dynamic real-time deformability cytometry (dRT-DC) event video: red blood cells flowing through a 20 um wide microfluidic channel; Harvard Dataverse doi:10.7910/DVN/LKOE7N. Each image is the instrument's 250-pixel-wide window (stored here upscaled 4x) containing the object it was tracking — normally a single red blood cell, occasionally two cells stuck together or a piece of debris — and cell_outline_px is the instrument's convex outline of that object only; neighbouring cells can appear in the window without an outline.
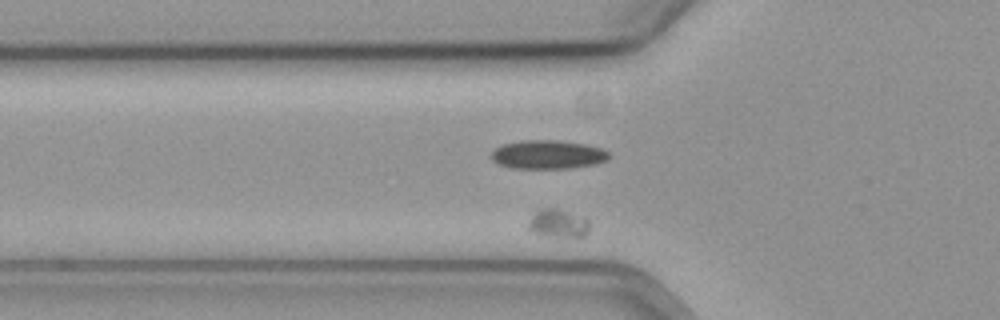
{"species": "common noctule bat (a hibernating species)", "species_latin": "Nyctalus noctula", "temperature_condition": "cold", "stored_images_in_passage": 38, "camera_frame_rate_fps": 3000, "um_per_image_px": 0.085, "animal": {"sex": "female", "body_mass_g": 19.3, "forearm_length_mm": 54.1}, "frame": {"image": 1, "passage_image": 3, "time_ms": 0.667, "image_size_px": [1000, 320], "cell_outline_px": [[588, 232], [584, 236], [548, 236], [532, 232], [528, 228], [528, 224], [532, 216], [536, 212], [544, 208], [556, 208], [588, 216]], "centroid_in_image_um": [47.48, 18.96], "position_along_channel_um": 78.3, "area_um2": 10.12}}
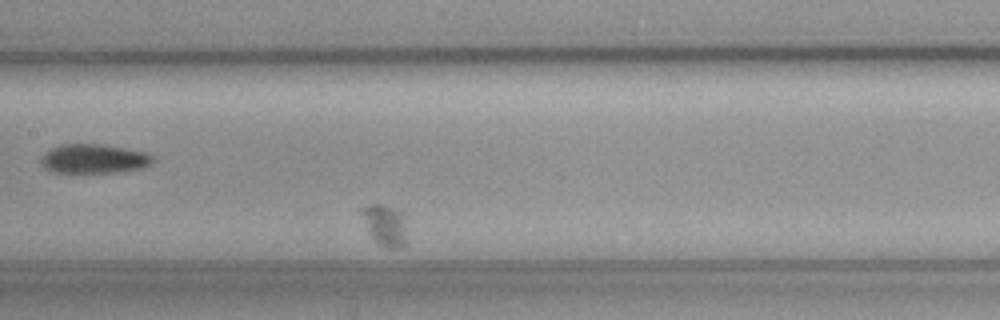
{"frame": {"image": 2, "passage_image": 13, "time_ms": 4.0, "image_size_px": [1000, 320], "cell_outline_px": [[408, 244], [404, 248], [388, 248], [380, 244], [372, 236], [360, 212], [360, 208], [368, 204], [384, 204], [400, 212]], "centroid_in_image_um": [32.73, 19.15], "position_along_channel_um": 174.7, "area_um2": 10.58}}
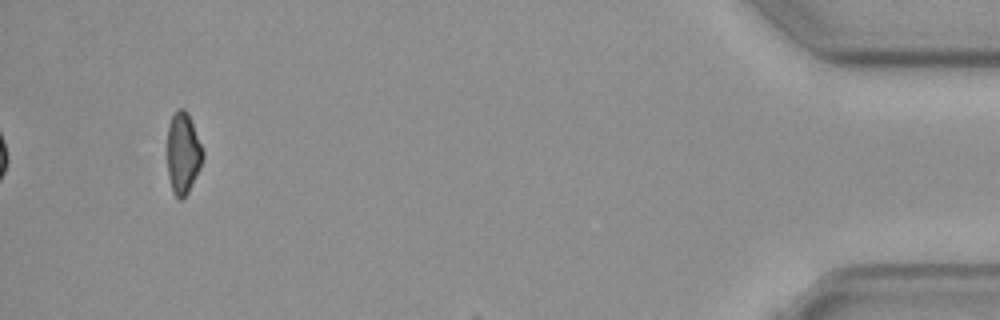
{"frame": {"image": 3, "passage_image": 38, "time_ms": 12.333, "image_size_px": [1000, 320], "cell_outline_px": [[204, 160], [188, 192], [180, 200], [172, 192], [168, 176], [168, 124], [172, 116], [180, 108], [184, 108], [188, 112], [204, 152]], "centroid_in_image_um": [15.57, 13.02], "position_along_channel_um": 419.6, "area_um2": 16.82}, "authors_computed_cell_mechanics": {"area_um2": 10.5774, "velocity_mm_per_s": 2.9994, "shape_relaxation_time_tau1_ms": 4.386, "shape_relaxation_time_tau2_ms": null, "deformation_change_tau1": 0.1267, "deformation_change_tau2": null}}